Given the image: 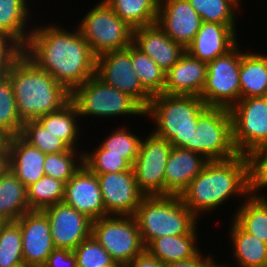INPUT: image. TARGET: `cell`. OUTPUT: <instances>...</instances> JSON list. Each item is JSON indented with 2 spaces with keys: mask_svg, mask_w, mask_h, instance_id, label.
Segmentation results:
<instances>
[{
  "mask_svg": "<svg viewBox=\"0 0 267 267\" xmlns=\"http://www.w3.org/2000/svg\"><path fill=\"white\" fill-rule=\"evenodd\" d=\"M218 266L219 264L215 262L211 254L205 256V254L202 253H200L197 257L189 260L179 261L164 265V267H218Z\"/></svg>",
  "mask_w": 267,
  "mask_h": 267,
  "instance_id": "45",
  "label": "cell"
},
{
  "mask_svg": "<svg viewBox=\"0 0 267 267\" xmlns=\"http://www.w3.org/2000/svg\"><path fill=\"white\" fill-rule=\"evenodd\" d=\"M43 267H76V257L71 250L56 248Z\"/></svg>",
  "mask_w": 267,
  "mask_h": 267,
  "instance_id": "44",
  "label": "cell"
},
{
  "mask_svg": "<svg viewBox=\"0 0 267 267\" xmlns=\"http://www.w3.org/2000/svg\"><path fill=\"white\" fill-rule=\"evenodd\" d=\"M77 107L70 100L60 110L42 115L37 120L52 134L62 139L70 148L77 149L81 126ZM79 121V122H78Z\"/></svg>",
  "mask_w": 267,
  "mask_h": 267,
  "instance_id": "29",
  "label": "cell"
},
{
  "mask_svg": "<svg viewBox=\"0 0 267 267\" xmlns=\"http://www.w3.org/2000/svg\"><path fill=\"white\" fill-rule=\"evenodd\" d=\"M202 18L188 0H160L157 24L185 49L202 25Z\"/></svg>",
  "mask_w": 267,
  "mask_h": 267,
  "instance_id": "17",
  "label": "cell"
},
{
  "mask_svg": "<svg viewBox=\"0 0 267 267\" xmlns=\"http://www.w3.org/2000/svg\"><path fill=\"white\" fill-rule=\"evenodd\" d=\"M193 151L209 161L228 160L239 153L233 142L232 117L229 109L206 107L197 118Z\"/></svg>",
  "mask_w": 267,
  "mask_h": 267,
  "instance_id": "9",
  "label": "cell"
},
{
  "mask_svg": "<svg viewBox=\"0 0 267 267\" xmlns=\"http://www.w3.org/2000/svg\"><path fill=\"white\" fill-rule=\"evenodd\" d=\"M218 267H229V266H228V264H224V265H223V263H222V264H219Z\"/></svg>",
  "mask_w": 267,
  "mask_h": 267,
  "instance_id": "48",
  "label": "cell"
},
{
  "mask_svg": "<svg viewBox=\"0 0 267 267\" xmlns=\"http://www.w3.org/2000/svg\"><path fill=\"white\" fill-rule=\"evenodd\" d=\"M108 216H134L145 196L138 188L133 170L97 175Z\"/></svg>",
  "mask_w": 267,
  "mask_h": 267,
  "instance_id": "14",
  "label": "cell"
},
{
  "mask_svg": "<svg viewBox=\"0 0 267 267\" xmlns=\"http://www.w3.org/2000/svg\"><path fill=\"white\" fill-rule=\"evenodd\" d=\"M207 63L185 52L165 73L163 93L200 96L206 81Z\"/></svg>",
  "mask_w": 267,
  "mask_h": 267,
  "instance_id": "22",
  "label": "cell"
},
{
  "mask_svg": "<svg viewBox=\"0 0 267 267\" xmlns=\"http://www.w3.org/2000/svg\"><path fill=\"white\" fill-rule=\"evenodd\" d=\"M73 253L76 267H121L92 236L81 242Z\"/></svg>",
  "mask_w": 267,
  "mask_h": 267,
  "instance_id": "41",
  "label": "cell"
},
{
  "mask_svg": "<svg viewBox=\"0 0 267 267\" xmlns=\"http://www.w3.org/2000/svg\"><path fill=\"white\" fill-rule=\"evenodd\" d=\"M42 211L48 217L56 248L73 251L81 242L91 237L93 220L64 202Z\"/></svg>",
  "mask_w": 267,
  "mask_h": 267,
  "instance_id": "15",
  "label": "cell"
},
{
  "mask_svg": "<svg viewBox=\"0 0 267 267\" xmlns=\"http://www.w3.org/2000/svg\"><path fill=\"white\" fill-rule=\"evenodd\" d=\"M91 236L121 267H126L145 251L134 216H107L94 220Z\"/></svg>",
  "mask_w": 267,
  "mask_h": 267,
  "instance_id": "8",
  "label": "cell"
},
{
  "mask_svg": "<svg viewBox=\"0 0 267 267\" xmlns=\"http://www.w3.org/2000/svg\"><path fill=\"white\" fill-rule=\"evenodd\" d=\"M206 107L199 96L162 93L151 98L144 116L153 121L156 136L173 147L193 151L197 118Z\"/></svg>",
  "mask_w": 267,
  "mask_h": 267,
  "instance_id": "4",
  "label": "cell"
},
{
  "mask_svg": "<svg viewBox=\"0 0 267 267\" xmlns=\"http://www.w3.org/2000/svg\"><path fill=\"white\" fill-rule=\"evenodd\" d=\"M131 62L142 86L152 95L163 93L165 73L153 60L131 44Z\"/></svg>",
  "mask_w": 267,
  "mask_h": 267,
  "instance_id": "35",
  "label": "cell"
},
{
  "mask_svg": "<svg viewBox=\"0 0 267 267\" xmlns=\"http://www.w3.org/2000/svg\"><path fill=\"white\" fill-rule=\"evenodd\" d=\"M238 44L227 54L207 63V76L200 98L207 107L231 109L241 99L239 79L241 50Z\"/></svg>",
  "mask_w": 267,
  "mask_h": 267,
  "instance_id": "10",
  "label": "cell"
},
{
  "mask_svg": "<svg viewBox=\"0 0 267 267\" xmlns=\"http://www.w3.org/2000/svg\"><path fill=\"white\" fill-rule=\"evenodd\" d=\"M23 54V48L11 37L0 33V78L6 76L12 64Z\"/></svg>",
  "mask_w": 267,
  "mask_h": 267,
  "instance_id": "43",
  "label": "cell"
},
{
  "mask_svg": "<svg viewBox=\"0 0 267 267\" xmlns=\"http://www.w3.org/2000/svg\"><path fill=\"white\" fill-rule=\"evenodd\" d=\"M71 101L77 107L80 118L144 117L145 110L134 99L105 84L96 75L71 92Z\"/></svg>",
  "mask_w": 267,
  "mask_h": 267,
  "instance_id": "6",
  "label": "cell"
},
{
  "mask_svg": "<svg viewBox=\"0 0 267 267\" xmlns=\"http://www.w3.org/2000/svg\"><path fill=\"white\" fill-rule=\"evenodd\" d=\"M93 150L92 152L84 151L83 164L94 174L132 170V165L122 155L107 154V151L100 144Z\"/></svg>",
  "mask_w": 267,
  "mask_h": 267,
  "instance_id": "40",
  "label": "cell"
},
{
  "mask_svg": "<svg viewBox=\"0 0 267 267\" xmlns=\"http://www.w3.org/2000/svg\"><path fill=\"white\" fill-rule=\"evenodd\" d=\"M32 29L23 54L70 93L96 73V56L81 35L56 24Z\"/></svg>",
  "mask_w": 267,
  "mask_h": 267,
  "instance_id": "1",
  "label": "cell"
},
{
  "mask_svg": "<svg viewBox=\"0 0 267 267\" xmlns=\"http://www.w3.org/2000/svg\"><path fill=\"white\" fill-rule=\"evenodd\" d=\"M29 211L26 186L9 170L0 179V222L17 221Z\"/></svg>",
  "mask_w": 267,
  "mask_h": 267,
  "instance_id": "28",
  "label": "cell"
},
{
  "mask_svg": "<svg viewBox=\"0 0 267 267\" xmlns=\"http://www.w3.org/2000/svg\"><path fill=\"white\" fill-rule=\"evenodd\" d=\"M126 267H164V264L145 250L136 256Z\"/></svg>",
  "mask_w": 267,
  "mask_h": 267,
  "instance_id": "46",
  "label": "cell"
},
{
  "mask_svg": "<svg viewBox=\"0 0 267 267\" xmlns=\"http://www.w3.org/2000/svg\"><path fill=\"white\" fill-rule=\"evenodd\" d=\"M20 136L44 153H61L71 148L59 137L47 131L38 120L24 122Z\"/></svg>",
  "mask_w": 267,
  "mask_h": 267,
  "instance_id": "38",
  "label": "cell"
},
{
  "mask_svg": "<svg viewBox=\"0 0 267 267\" xmlns=\"http://www.w3.org/2000/svg\"><path fill=\"white\" fill-rule=\"evenodd\" d=\"M259 52L241 50V99L267 96V55Z\"/></svg>",
  "mask_w": 267,
  "mask_h": 267,
  "instance_id": "26",
  "label": "cell"
},
{
  "mask_svg": "<svg viewBox=\"0 0 267 267\" xmlns=\"http://www.w3.org/2000/svg\"><path fill=\"white\" fill-rule=\"evenodd\" d=\"M65 184L59 179L44 175L37 182L26 187L30 210H44L49 206L63 202Z\"/></svg>",
  "mask_w": 267,
  "mask_h": 267,
  "instance_id": "32",
  "label": "cell"
},
{
  "mask_svg": "<svg viewBox=\"0 0 267 267\" xmlns=\"http://www.w3.org/2000/svg\"><path fill=\"white\" fill-rule=\"evenodd\" d=\"M133 29L157 22L160 0H105Z\"/></svg>",
  "mask_w": 267,
  "mask_h": 267,
  "instance_id": "31",
  "label": "cell"
},
{
  "mask_svg": "<svg viewBox=\"0 0 267 267\" xmlns=\"http://www.w3.org/2000/svg\"><path fill=\"white\" fill-rule=\"evenodd\" d=\"M15 222L21 229L24 265L43 267L56 249L47 215L42 210H31Z\"/></svg>",
  "mask_w": 267,
  "mask_h": 267,
  "instance_id": "16",
  "label": "cell"
},
{
  "mask_svg": "<svg viewBox=\"0 0 267 267\" xmlns=\"http://www.w3.org/2000/svg\"><path fill=\"white\" fill-rule=\"evenodd\" d=\"M133 44L149 56L164 73L186 52V49L173 41L157 23L135 28Z\"/></svg>",
  "mask_w": 267,
  "mask_h": 267,
  "instance_id": "19",
  "label": "cell"
},
{
  "mask_svg": "<svg viewBox=\"0 0 267 267\" xmlns=\"http://www.w3.org/2000/svg\"><path fill=\"white\" fill-rule=\"evenodd\" d=\"M23 124L18 115L15 94L6 75L0 78V136L5 140L20 135Z\"/></svg>",
  "mask_w": 267,
  "mask_h": 267,
  "instance_id": "33",
  "label": "cell"
},
{
  "mask_svg": "<svg viewBox=\"0 0 267 267\" xmlns=\"http://www.w3.org/2000/svg\"><path fill=\"white\" fill-rule=\"evenodd\" d=\"M173 146L154 133L141 139L132 170L139 190L145 196L165 195V167Z\"/></svg>",
  "mask_w": 267,
  "mask_h": 267,
  "instance_id": "12",
  "label": "cell"
},
{
  "mask_svg": "<svg viewBox=\"0 0 267 267\" xmlns=\"http://www.w3.org/2000/svg\"><path fill=\"white\" fill-rule=\"evenodd\" d=\"M28 3L27 0H0V33L11 37L22 48L33 30L26 27L31 17Z\"/></svg>",
  "mask_w": 267,
  "mask_h": 267,
  "instance_id": "27",
  "label": "cell"
},
{
  "mask_svg": "<svg viewBox=\"0 0 267 267\" xmlns=\"http://www.w3.org/2000/svg\"><path fill=\"white\" fill-rule=\"evenodd\" d=\"M231 220L228 238L236 267H267V244Z\"/></svg>",
  "mask_w": 267,
  "mask_h": 267,
  "instance_id": "25",
  "label": "cell"
},
{
  "mask_svg": "<svg viewBox=\"0 0 267 267\" xmlns=\"http://www.w3.org/2000/svg\"><path fill=\"white\" fill-rule=\"evenodd\" d=\"M203 22L236 25L241 10L239 0H188ZM240 7V8H239ZM240 9V10H239Z\"/></svg>",
  "mask_w": 267,
  "mask_h": 267,
  "instance_id": "34",
  "label": "cell"
},
{
  "mask_svg": "<svg viewBox=\"0 0 267 267\" xmlns=\"http://www.w3.org/2000/svg\"><path fill=\"white\" fill-rule=\"evenodd\" d=\"M24 265L20 226L14 222H0V267Z\"/></svg>",
  "mask_w": 267,
  "mask_h": 267,
  "instance_id": "36",
  "label": "cell"
},
{
  "mask_svg": "<svg viewBox=\"0 0 267 267\" xmlns=\"http://www.w3.org/2000/svg\"><path fill=\"white\" fill-rule=\"evenodd\" d=\"M118 126L100 144L107 154L122 155L131 165L134 164L139 152L142 137L128 131L126 126Z\"/></svg>",
  "mask_w": 267,
  "mask_h": 267,
  "instance_id": "39",
  "label": "cell"
},
{
  "mask_svg": "<svg viewBox=\"0 0 267 267\" xmlns=\"http://www.w3.org/2000/svg\"><path fill=\"white\" fill-rule=\"evenodd\" d=\"M95 75L105 84L134 99L144 110L153 97L143 86L131 62V45L96 57Z\"/></svg>",
  "mask_w": 267,
  "mask_h": 267,
  "instance_id": "13",
  "label": "cell"
},
{
  "mask_svg": "<svg viewBox=\"0 0 267 267\" xmlns=\"http://www.w3.org/2000/svg\"><path fill=\"white\" fill-rule=\"evenodd\" d=\"M230 113L233 142L239 154L247 156L267 146V96L240 99Z\"/></svg>",
  "mask_w": 267,
  "mask_h": 267,
  "instance_id": "11",
  "label": "cell"
},
{
  "mask_svg": "<svg viewBox=\"0 0 267 267\" xmlns=\"http://www.w3.org/2000/svg\"><path fill=\"white\" fill-rule=\"evenodd\" d=\"M7 76L23 122L58 111L71 100V93L61 83L24 54L12 64Z\"/></svg>",
  "mask_w": 267,
  "mask_h": 267,
  "instance_id": "3",
  "label": "cell"
},
{
  "mask_svg": "<svg viewBox=\"0 0 267 267\" xmlns=\"http://www.w3.org/2000/svg\"><path fill=\"white\" fill-rule=\"evenodd\" d=\"M237 25L202 22L192 43L186 48L192 57L209 63L217 57L227 54L239 42Z\"/></svg>",
  "mask_w": 267,
  "mask_h": 267,
  "instance_id": "20",
  "label": "cell"
},
{
  "mask_svg": "<svg viewBox=\"0 0 267 267\" xmlns=\"http://www.w3.org/2000/svg\"><path fill=\"white\" fill-rule=\"evenodd\" d=\"M77 27L96 57L133 43L134 29L117 16L105 0L91 8Z\"/></svg>",
  "mask_w": 267,
  "mask_h": 267,
  "instance_id": "7",
  "label": "cell"
},
{
  "mask_svg": "<svg viewBox=\"0 0 267 267\" xmlns=\"http://www.w3.org/2000/svg\"><path fill=\"white\" fill-rule=\"evenodd\" d=\"M134 218L145 247L155 238L188 234L198 224V218L175 195L144 196Z\"/></svg>",
  "mask_w": 267,
  "mask_h": 267,
  "instance_id": "5",
  "label": "cell"
},
{
  "mask_svg": "<svg viewBox=\"0 0 267 267\" xmlns=\"http://www.w3.org/2000/svg\"><path fill=\"white\" fill-rule=\"evenodd\" d=\"M10 153V170L28 187L45 175L46 153L26 142L20 135L5 139Z\"/></svg>",
  "mask_w": 267,
  "mask_h": 267,
  "instance_id": "23",
  "label": "cell"
},
{
  "mask_svg": "<svg viewBox=\"0 0 267 267\" xmlns=\"http://www.w3.org/2000/svg\"><path fill=\"white\" fill-rule=\"evenodd\" d=\"M247 157L249 161L250 194L262 196V190L267 189V146L255 149Z\"/></svg>",
  "mask_w": 267,
  "mask_h": 267,
  "instance_id": "42",
  "label": "cell"
},
{
  "mask_svg": "<svg viewBox=\"0 0 267 267\" xmlns=\"http://www.w3.org/2000/svg\"><path fill=\"white\" fill-rule=\"evenodd\" d=\"M208 162L198 152L173 147L165 167V195L180 196Z\"/></svg>",
  "mask_w": 267,
  "mask_h": 267,
  "instance_id": "21",
  "label": "cell"
},
{
  "mask_svg": "<svg viewBox=\"0 0 267 267\" xmlns=\"http://www.w3.org/2000/svg\"><path fill=\"white\" fill-rule=\"evenodd\" d=\"M63 202L93 221L108 216L97 175L84 164L66 182Z\"/></svg>",
  "mask_w": 267,
  "mask_h": 267,
  "instance_id": "18",
  "label": "cell"
},
{
  "mask_svg": "<svg viewBox=\"0 0 267 267\" xmlns=\"http://www.w3.org/2000/svg\"><path fill=\"white\" fill-rule=\"evenodd\" d=\"M10 170V153L5 140L0 144V179Z\"/></svg>",
  "mask_w": 267,
  "mask_h": 267,
  "instance_id": "47",
  "label": "cell"
},
{
  "mask_svg": "<svg viewBox=\"0 0 267 267\" xmlns=\"http://www.w3.org/2000/svg\"><path fill=\"white\" fill-rule=\"evenodd\" d=\"M245 232L267 244V196L250 194L231 217Z\"/></svg>",
  "mask_w": 267,
  "mask_h": 267,
  "instance_id": "30",
  "label": "cell"
},
{
  "mask_svg": "<svg viewBox=\"0 0 267 267\" xmlns=\"http://www.w3.org/2000/svg\"><path fill=\"white\" fill-rule=\"evenodd\" d=\"M4 141V139L0 136V144Z\"/></svg>",
  "mask_w": 267,
  "mask_h": 267,
  "instance_id": "49",
  "label": "cell"
},
{
  "mask_svg": "<svg viewBox=\"0 0 267 267\" xmlns=\"http://www.w3.org/2000/svg\"><path fill=\"white\" fill-rule=\"evenodd\" d=\"M83 153L73 148L61 153H47L43 164L45 175L66 183L82 167Z\"/></svg>",
  "mask_w": 267,
  "mask_h": 267,
  "instance_id": "37",
  "label": "cell"
},
{
  "mask_svg": "<svg viewBox=\"0 0 267 267\" xmlns=\"http://www.w3.org/2000/svg\"><path fill=\"white\" fill-rule=\"evenodd\" d=\"M197 226L188 234L155 238L145 250L164 265L195 258L201 253L197 244Z\"/></svg>",
  "mask_w": 267,
  "mask_h": 267,
  "instance_id": "24",
  "label": "cell"
},
{
  "mask_svg": "<svg viewBox=\"0 0 267 267\" xmlns=\"http://www.w3.org/2000/svg\"><path fill=\"white\" fill-rule=\"evenodd\" d=\"M249 195L248 157L238 154L228 160L209 161L180 197L199 219V215L210 214L234 196L244 200Z\"/></svg>",
  "mask_w": 267,
  "mask_h": 267,
  "instance_id": "2",
  "label": "cell"
}]
</instances>
